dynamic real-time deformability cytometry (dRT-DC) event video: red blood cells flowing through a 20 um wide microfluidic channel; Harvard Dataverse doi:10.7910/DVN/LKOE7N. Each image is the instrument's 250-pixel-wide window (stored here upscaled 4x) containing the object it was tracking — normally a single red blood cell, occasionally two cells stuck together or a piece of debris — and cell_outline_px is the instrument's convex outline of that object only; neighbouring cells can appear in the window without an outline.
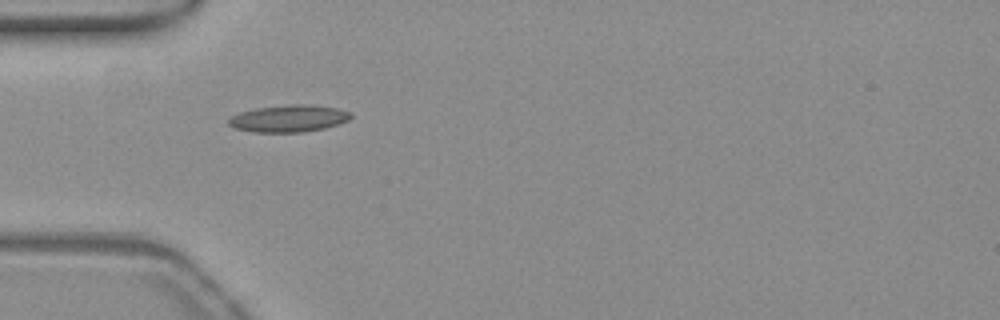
{"species": "common noctule bat (a hibernating species)", "species_latin": "Nyctalus noctula", "temperature_condition": "warm", "stored_images_in_passage": 32, "camera_frame_rate_fps": 3000, "um_per_image_px": 0.085, "animal": {"sex": "female", "body_mass_g": 19.3, "forearm_length_mm": 54.1}, "frame": {"image": 1, "passage_image": 1, "time_ms": 0.0, "image_size_px": [1000, 320], "cell_outline_px": [[352, 116], [348, 120], [324, 128], [300, 132], [252, 132], [236, 128], [228, 124], [228, 120], [232, 116], [240, 112], [256, 108], [288, 104], [312, 104], [336, 108], [352, 112]], "centroid_in_image_um": [24.55, 10.06], "position_along_channel_um": 60.5, "area_um2": 19.19}}
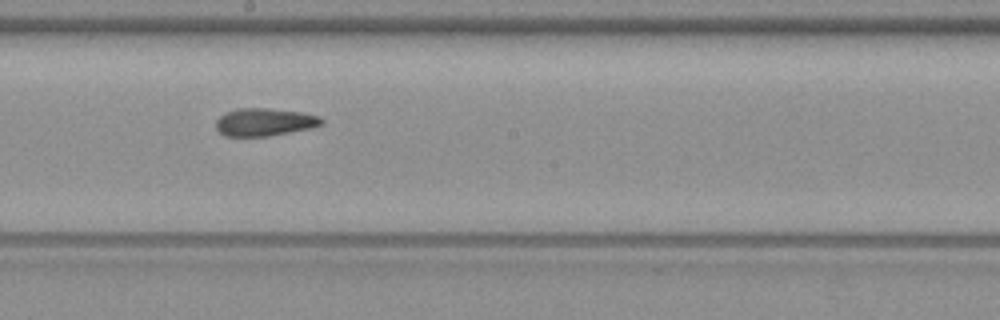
{"frame": {"image": 2, "passage_image": 14, "time_ms": 4.333, "image_size_px": [1000, 320], "cell_outline_px": [[324, 124], [312, 128], [268, 136], [224, 136], [216, 128], [216, 120], [224, 112], [236, 108], [268, 108], [300, 112], [320, 116], [324, 120]], "centroid_in_image_um": [22.49, 10.37], "position_along_channel_um": 225.7, "area_um2": 17.22}}
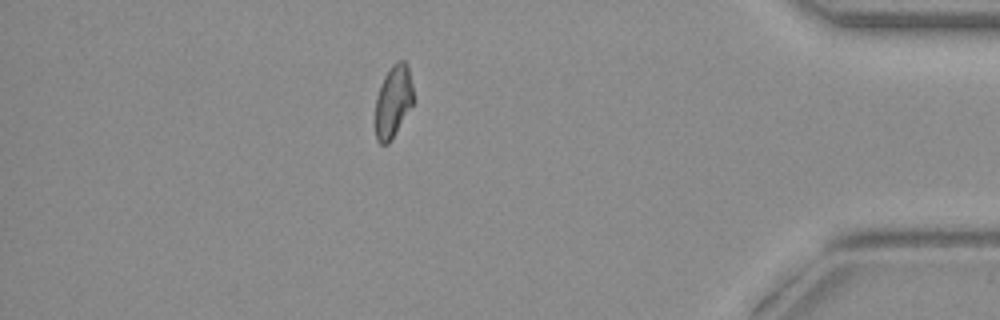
{"frame": {"image": 3, "passage_image": 31, "time_ms": 10.0, "image_size_px": [1000, 320], "cell_outline_px": [[412, 104], [388, 144], [380, 144], [376, 140], [376, 96], [380, 84], [384, 76], [392, 64], [396, 60], [404, 60], [408, 64], [412, 84]], "centroid_in_image_um": [33.4, 8.56], "position_along_channel_um": 401.8, "area_um2": 15.78}}